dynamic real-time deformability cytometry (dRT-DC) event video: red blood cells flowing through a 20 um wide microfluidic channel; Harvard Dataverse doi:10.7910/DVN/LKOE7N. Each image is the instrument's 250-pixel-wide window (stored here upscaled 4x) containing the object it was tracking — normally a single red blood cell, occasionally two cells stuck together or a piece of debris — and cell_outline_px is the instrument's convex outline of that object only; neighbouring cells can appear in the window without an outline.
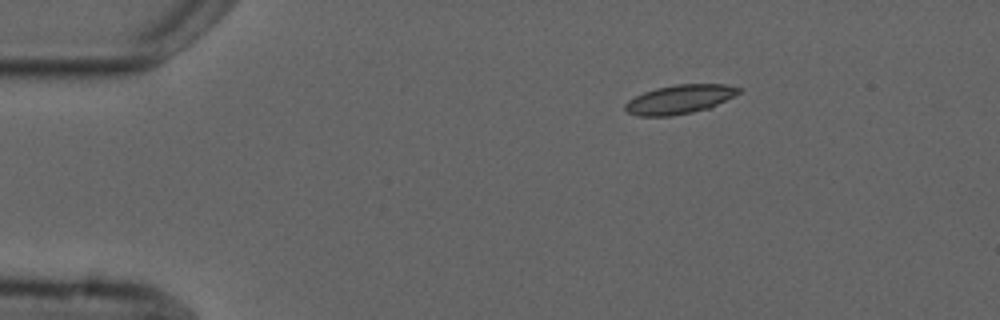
{"species": "common noctule bat (a hibernating species)", "species_latin": "Nyctalus noctula", "temperature_condition": "cold", "stored_images_in_passage": 3, "camera_frame_rate_fps": 3000, "um_per_image_px": 0.085, "animal": {"sex": "male", "forearm_length_mm": 52.5}, "frame": {"image": 1, "passage_image": 1, "time_ms": 0.0, "image_size_px": [1000, 320], "cell_outline_px": [[744, 88], [740, 92], [712, 108], [672, 116], [636, 116], [628, 112], [624, 108], [624, 104], [628, 100], [644, 92], [656, 88], [676, 84], [724, 84]], "centroid_in_image_um": [57.78, 8.44], "position_along_channel_um": 27.2, "area_um2": 19.31}}